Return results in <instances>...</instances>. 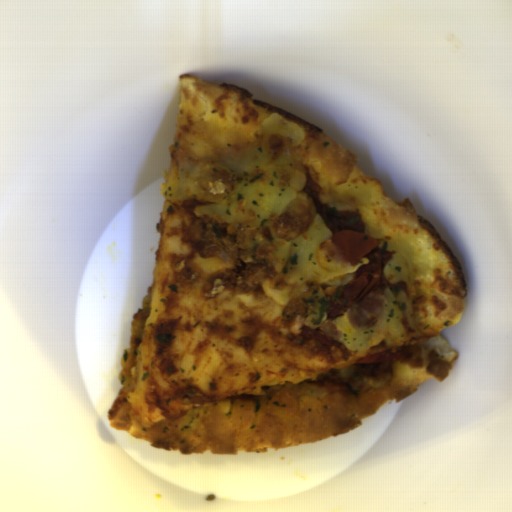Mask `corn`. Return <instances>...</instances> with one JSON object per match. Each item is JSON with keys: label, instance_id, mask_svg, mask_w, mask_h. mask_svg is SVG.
Returning a JSON list of instances; mask_svg holds the SVG:
<instances>
[{"label": "corn", "instance_id": "corn-1", "mask_svg": "<svg viewBox=\"0 0 512 512\" xmlns=\"http://www.w3.org/2000/svg\"><path fill=\"white\" fill-rule=\"evenodd\" d=\"M461 318H462V313H461V314H457V315L454 317V319H453L452 323H453L454 325H458V324H459V322H460V320H461Z\"/></svg>", "mask_w": 512, "mask_h": 512}]
</instances>
